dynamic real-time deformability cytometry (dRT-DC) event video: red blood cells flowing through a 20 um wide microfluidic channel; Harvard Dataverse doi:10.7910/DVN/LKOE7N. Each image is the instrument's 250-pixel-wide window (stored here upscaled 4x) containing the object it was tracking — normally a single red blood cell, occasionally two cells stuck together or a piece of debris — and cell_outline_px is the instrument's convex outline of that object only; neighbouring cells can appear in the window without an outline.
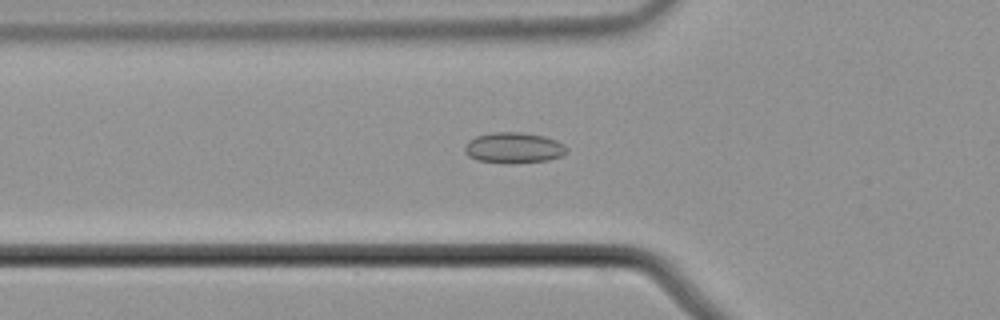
{"species": "common noctule bat (a hibernating species)", "species_latin": "Nyctalus noctula", "temperature_condition": "cold", "stored_images_in_passage": 44, "camera_frame_rate_fps": 3000, "um_per_image_px": 0.085, "animal": {"sex": "male", "body_mass_g": 21.5, "forearm_length_mm": 52.0}, "frame": {"image": 1, "passage_image": 11, "time_ms": 3.333, "image_size_px": [1000, 320], "cell_outline_px": [[568, 148], [560, 156], [548, 160], [512, 164], [504, 164], [476, 160], [468, 156], [464, 152], [464, 144], [468, 140], [476, 136], [492, 132], [524, 132], [544, 136], [556, 140], [564, 144]], "centroid_in_image_um": [43.61, 12.57], "position_along_channel_um": 82.2, "area_um2": 18.61}}
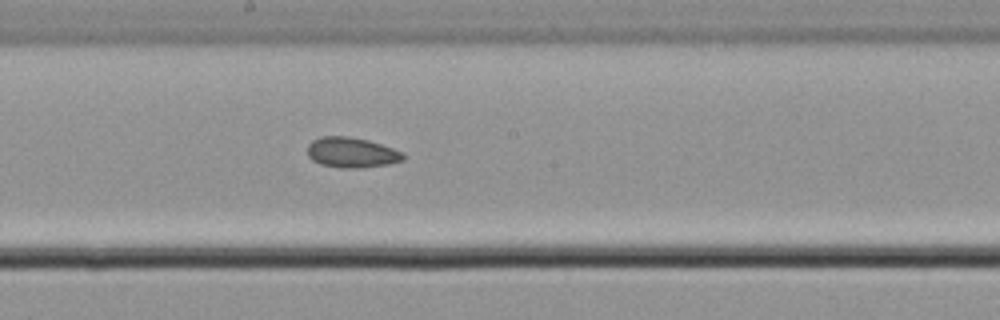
{"frame": {"image": 2, "passage_image": 22, "time_ms": 7.0, "image_size_px": [1000, 320], "cell_outline_px": [[404, 160], [388, 164], [360, 168], [340, 168], [320, 164], [312, 160], [308, 156], [308, 144], [312, 140], [320, 136], [348, 136], [368, 140], [392, 148], [400, 152], [404, 156]], "centroid_in_image_um": [29.84, 12.96], "position_along_channel_um": 218.4, "area_um2": 16.88}}
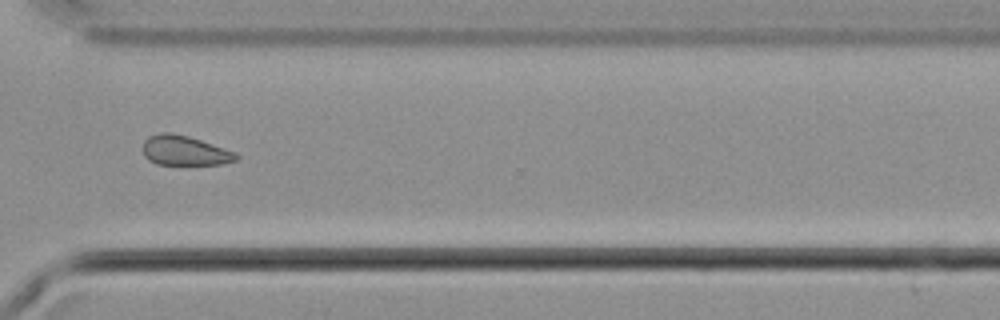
{"frame": {"image": 3, "passage_image": 33, "time_ms": 10.667, "image_size_px": [1000, 320], "cell_outline_px": [[240, 156], [236, 160], [224, 164], [156, 164], [148, 160], [144, 156], [144, 140], [148, 136], [160, 132], [172, 132], [188, 136], [236, 152]], "centroid_in_image_um": [15.69, 12.79], "position_along_channel_um": 354.9, "area_um2": 16.18}}